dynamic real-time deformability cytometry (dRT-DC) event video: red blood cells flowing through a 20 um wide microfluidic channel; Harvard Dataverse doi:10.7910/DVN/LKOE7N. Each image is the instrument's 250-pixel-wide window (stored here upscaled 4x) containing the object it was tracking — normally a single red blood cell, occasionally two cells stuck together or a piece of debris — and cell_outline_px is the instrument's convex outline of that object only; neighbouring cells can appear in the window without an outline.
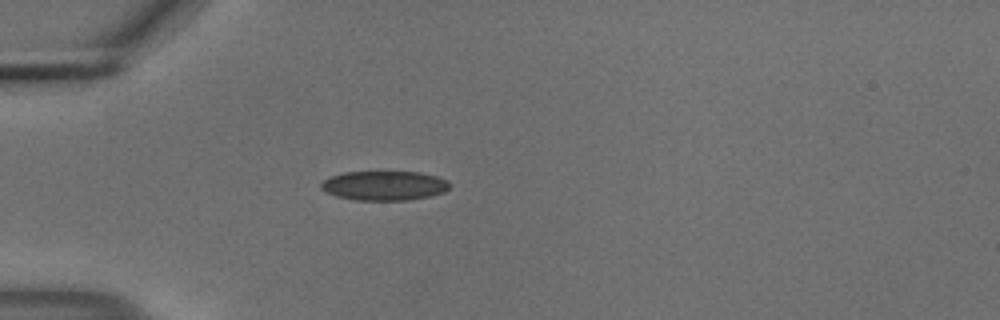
{"species": "common noctule bat (a hibernating species)", "species_latin": "Nyctalus noctula", "temperature_condition": "cold", "stored_images_in_passage": 40, "camera_frame_rate_fps": 3000, "um_per_image_px": 0.085, "animal": {"sex": "male", "body_mass_g": 18.8}, "frame": {"image": 1, "passage_image": 1, "time_ms": 0.0, "image_size_px": [1000, 320], "cell_outline_px": [[448, 188], [444, 192], [428, 196], [408, 200], [356, 200], [336, 196], [324, 192], [320, 188], [320, 184], [324, 180], [332, 176], [344, 172], [420, 172], [436, 176], [448, 180]], "centroid_in_image_um": [32.63, 15.78], "position_along_channel_um": 52.4, "area_um2": 21.96}}
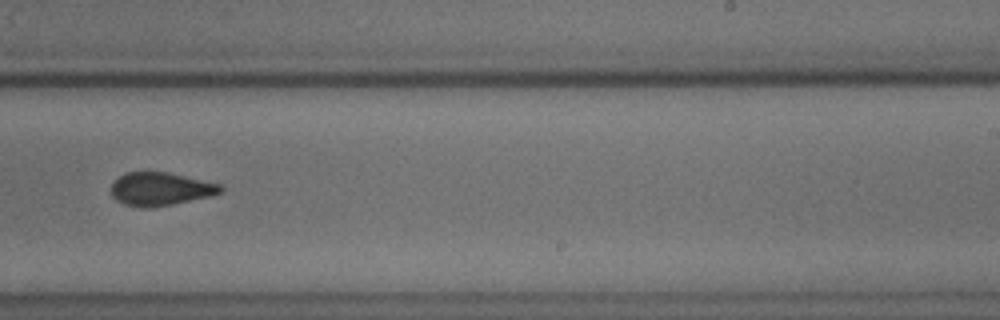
{"frame": {"image": 2, "passage_image": 20, "time_ms": 6.333, "image_size_px": [1000, 320], "cell_outline_px": [[224, 192], [212, 196], [172, 204], [148, 208], [140, 208], [124, 204], [116, 200], [112, 196], [112, 184], [124, 172], [168, 172], [224, 184]], "centroid_in_image_um": [13.71, 16.06], "position_along_channel_um": 275.3, "area_um2": 21.44}}
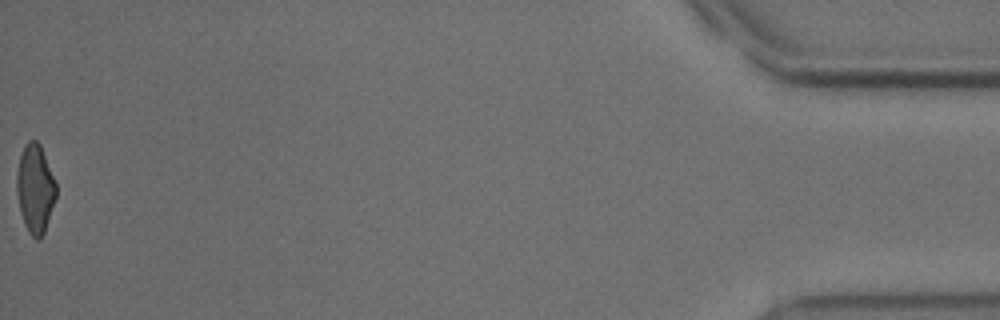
{"frame": {"image": 3, "passage_image": 40, "time_ms": 13.0, "image_size_px": [1000, 320], "cell_outline_px": [[56, 196], [44, 232], [36, 240], [28, 232], [24, 224], [20, 212], [16, 192], [16, 176], [20, 156], [24, 144], [28, 140], [36, 140], [40, 144], [56, 184]], "centroid_in_image_um": [2.96, 16.02], "position_along_channel_um": 432.2, "area_um2": 20.17}, "authors_computed_cell_mechanics": {"area_um2": 21.5016, "velocity_mm_per_s": 3.7104, "shape_relaxation_time_tau1_ms": 5.5318, "shape_relaxation_time_tau2_ms": 2.0908, "deformation_change_tau1": 0.1324, "deformation_change_tau2": 0.0687}}